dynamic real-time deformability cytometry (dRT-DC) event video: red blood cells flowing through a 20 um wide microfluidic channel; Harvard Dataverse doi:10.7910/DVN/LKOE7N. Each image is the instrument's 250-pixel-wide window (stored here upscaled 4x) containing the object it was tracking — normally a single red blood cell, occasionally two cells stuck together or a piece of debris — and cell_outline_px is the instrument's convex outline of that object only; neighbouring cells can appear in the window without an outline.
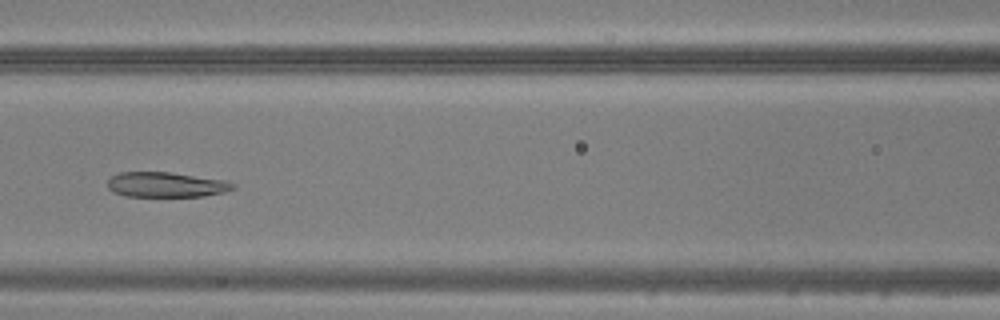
{"species": "common noctule bat (a hibernating species)", "species_latin": "Nyctalus noctula", "temperature_condition": "warm", "stored_images_in_passage": 49, "camera_frame_rate_fps": 3000, "um_per_image_px": 0.085, "animal": {"sex": "male", "body_mass_g": 20.5, "forearm_length_mm": 52.5}, "frame": {"image": 1, "passage_image": 22, "time_ms": 7.0, "image_size_px": [1000, 320], "cell_outline_px": [[236, 188], [224, 192], [204, 196], [124, 196], [112, 192], [108, 188], [108, 180], [112, 176], [120, 172], [168, 172], [224, 180], [236, 184]], "centroid_in_image_um": [14.11, 15.7], "position_along_channel_um": 152.5, "area_um2": 18.26}}
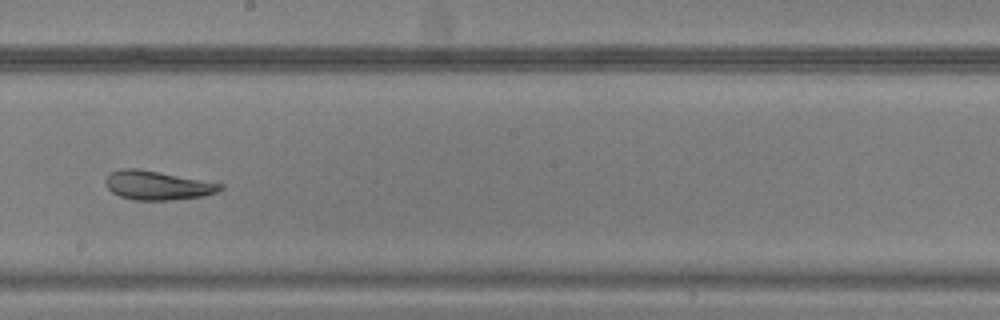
{"frame": {"image": 2, "passage_image": 28, "time_ms": 9.0, "image_size_px": [1000, 320], "cell_outline_px": [[224, 188], [216, 192], [204, 196], [172, 200], [136, 200], [120, 196], [112, 192], [108, 188], [104, 180], [108, 172], [120, 168], [140, 168], [224, 184]], "centroid_in_image_um": [13.35, 15.74], "position_along_channel_um": 234.8, "area_um2": 19.59}}
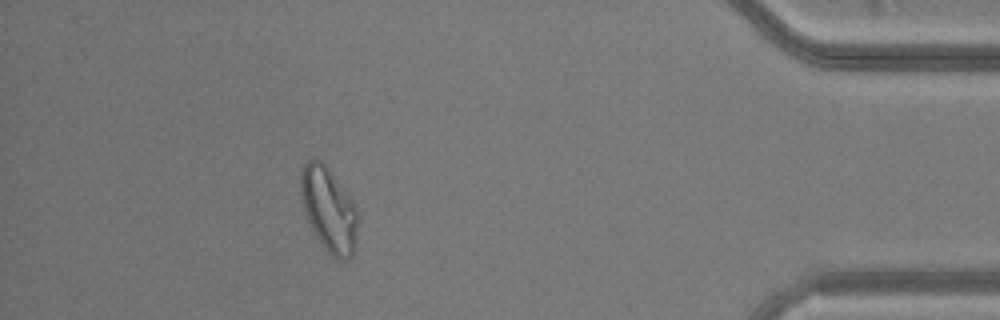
{"frame": {"image": 3, "passage_image": 44, "time_ms": 14.333, "image_size_px": [1000, 320], "cell_outline_px": [[360, 216], [356, 248], [352, 256], [348, 260], [340, 260], [332, 256], [324, 248], [316, 236], [308, 220], [304, 208], [300, 192], [300, 168], [304, 160], [316, 156], [328, 168], [356, 204]], "centroid_in_image_um": [27.98, 17.8], "position_along_channel_um": 407.2, "area_um2": 28.9}}